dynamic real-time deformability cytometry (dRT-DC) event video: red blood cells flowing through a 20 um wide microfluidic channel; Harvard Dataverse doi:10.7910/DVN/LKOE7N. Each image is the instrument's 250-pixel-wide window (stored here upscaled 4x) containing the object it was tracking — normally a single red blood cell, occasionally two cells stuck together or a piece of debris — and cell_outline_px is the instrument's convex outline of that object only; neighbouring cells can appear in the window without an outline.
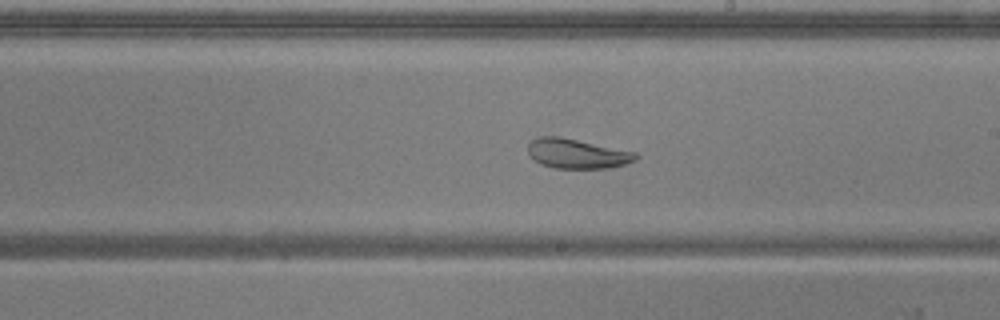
{"species": "common noctule bat (a hibernating species)", "species_latin": "Nyctalus noctula", "temperature_condition": "warm", "stored_images_in_passage": 54, "camera_frame_rate_fps": 3000, "um_per_image_px": 0.085, "animal": {"sex": "male", "body_mass_g": 20.5, "forearm_length_mm": 52.5}, "frame": {"image": 1, "passage_image": 31, "time_ms": 10.0, "image_size_px": [1000, 320], "cell_outline_px": [[640, 156], [636, 160], [624, 164], [608, 168], [552, 168], [540, 164], [532, 160], [528, 152], [528, 144], [532, 140], [540, 136], [560, 136], [636, 152]], "centroid_in_image_um": [49.03, 13.06], "position_along_channel_um": 240.0, "area_um2": 18.79}, "authors_computed_cell_mechanics": {"area_um2": 26.7903, "velocity_mm_per_s": 3.7408, "shape_relaxation_time_tau1_ms": null, "shape_relaxation_time_tau2_ms": 3.0298, "deformation_change_tau1": null, "deformation_change_tau2": 0.0727}}